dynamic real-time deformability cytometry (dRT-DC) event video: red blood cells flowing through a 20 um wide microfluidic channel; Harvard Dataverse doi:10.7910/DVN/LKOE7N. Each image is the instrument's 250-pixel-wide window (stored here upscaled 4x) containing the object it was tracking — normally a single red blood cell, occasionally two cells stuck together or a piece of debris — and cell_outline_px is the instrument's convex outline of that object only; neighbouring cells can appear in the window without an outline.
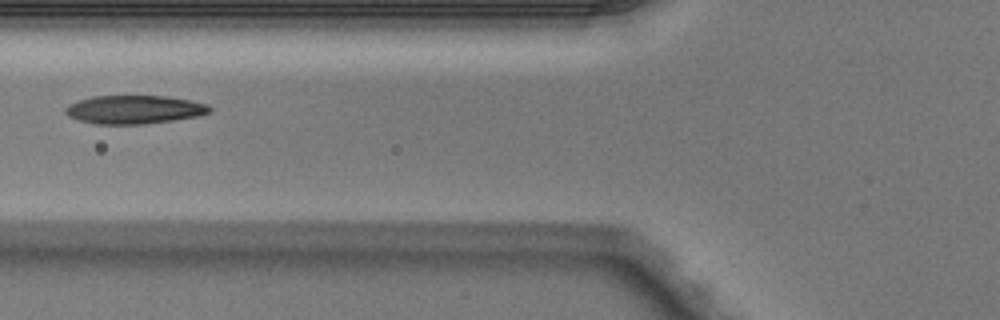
{"species": "Egyptian fruit bat (a non-hibernating species)", "species_latin": "Rousettus aegyptiacus", "temperature_condition": "warm", "stored_images_in_passage": 2, "camera_frame_rate_fps": 3000, "um_per_image_px": 0.085, "animal": {"sex": "male"}, "frame": {"image": 1, "passage_image": 2, "time_ms": 0.333, "image_size_px": [1000, 320], "cell_outline_px": [[212, 112], [200, 116], [144, 124], [96, 124], [80, 120], [68, 116], [64, 112], [64, 108], [68, 104], [92, 96], [168, 96], [208, 104], [212, 108]], "centroid_in_image_um": [11.43, 9.31], "position_along_channel_um": 114.4, "area_um2": 23.99}}